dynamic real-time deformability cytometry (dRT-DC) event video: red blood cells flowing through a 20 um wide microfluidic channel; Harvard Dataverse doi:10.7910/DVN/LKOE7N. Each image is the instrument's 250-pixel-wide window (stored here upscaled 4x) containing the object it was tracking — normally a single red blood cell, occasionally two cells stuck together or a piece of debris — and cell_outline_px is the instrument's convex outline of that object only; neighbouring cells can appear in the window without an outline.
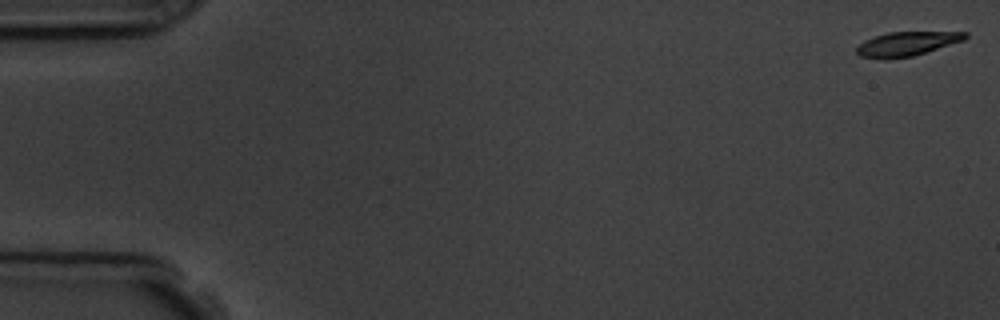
{"species": "common noctule bat (a hibernating species)", "species_latin": "Nyctalus noctula", "temperature_condition": "room temperature", "stored_images_in_passage": 4, "camera_frame_rate_fps": 3000, "um_per_image_px": 0.085, "animal": {"sex": "male", "body_mass_g": 19.5, "forearm_length_mm": 54.6}, "frame": {"image": 1, "passage_image": 1, "time_ms": 0.0, "image_size_px": [1000, 320], "cell_outline_px": [[968, 36], [964, 40], [912, 56], [884, 60], [860, 56], [856, 52], [856, 48], [864, 40], [888, 32], [968, 32]], "centroid_in_image_um": [77.04, 3.73], "position_along_channel_um": 8.0, "area_um2": 15.2}}
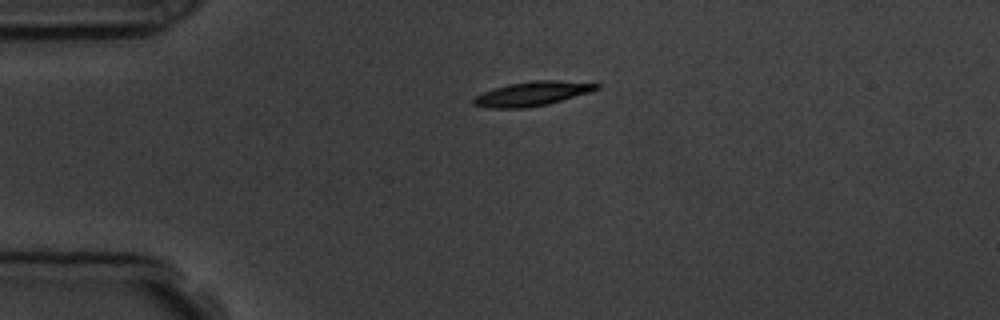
{"frame": {"image": 2, "passage_image": 4, "time_ms": 4.0, "image_size_px": [1000, 320], "cell_outline_px": [[600, 88], [588, 92], [548, 104], [524, 108], [488, 108], [472, 104], [472, 100], [476, 96], [484, 92], [508, 84], [532, 80], [556, 80], [600, 84]], "centroid_in_image_um": [45.21, 7.96], "position_along_channel_um": 39.8, "area_um2": 17.17}}